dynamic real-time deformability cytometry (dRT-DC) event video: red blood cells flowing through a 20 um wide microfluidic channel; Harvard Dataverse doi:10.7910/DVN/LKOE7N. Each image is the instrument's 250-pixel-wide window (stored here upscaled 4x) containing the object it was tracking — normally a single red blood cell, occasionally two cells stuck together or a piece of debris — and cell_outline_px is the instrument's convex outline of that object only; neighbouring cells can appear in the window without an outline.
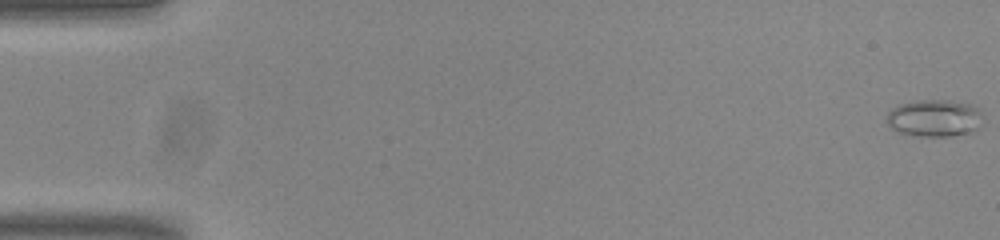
{"species": "common noctule bat (a hibernating species)", "species_latin": "Nyctalus noctula", "temperature_condition": "room temperature", "stored_images_in_passage": 54, "camera_frame_rate_fps": 3000, "um_per_image_px": 0.085, "animal": {"sex": "male", "body_mass_g": 20.0, "forearm_length_mm": 53.3}, "frame": {"image": 1, "passage_image": 1, "time_ms": 0.0, "image_size_px": [1000, 240], "cell_outline_px": [[984, 124], [980, 128], [972, 132], [952, 136], [920, 136], [896, 132], [884, 120], [888, 112], [892, 108], [900, 104], [912, 100], [948, 100], [968, 104], [980, 108], [984, 116]], "centroid_in_image_um": [79.47, 10.04], "position_along_channel_um": 5.5, "area_um2": 21.44}}
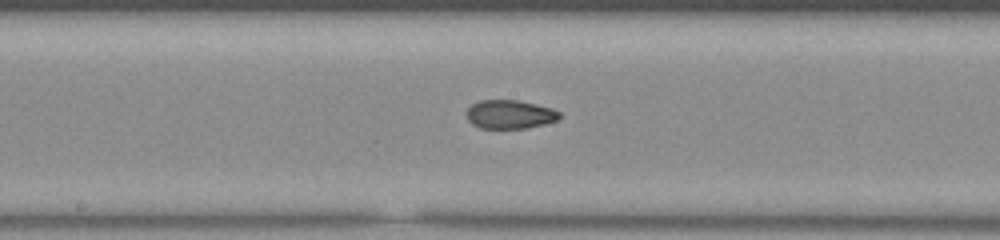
{"frame": {"image": 2, "passage_image": 29, "time_ms": 9.333, "image_size_px": [1000, 240], "cell_outline_px": [[560, 116], [556, 120], [544, 124], [528, 128], [480, 128], [472, 124], [468, 120], [468, 108], [472, 104], [480, 100], [520, 100], [552, 108], [560, 112]], "centroid_in_image_um": [43.35, 9.71], "position_along_channel_um": 204.9, "area_um2": 15.49}}
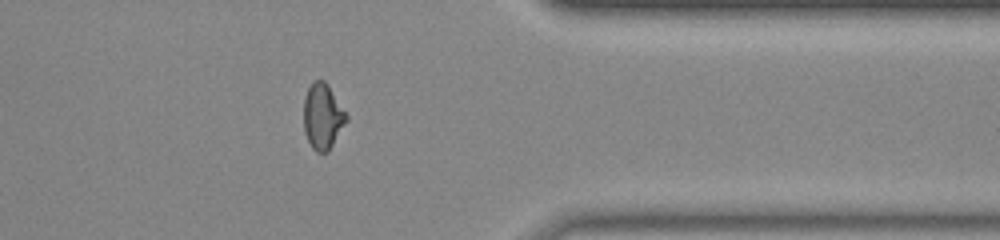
{"frame": {"image": 3, "passage_image": 44, "time_ms": 14.333, "image_size_px": [1000, 240], "cell_outline_px": [[348, 120], [328, 152], [316, 152], [312, 148], [304, 132], [304, 96], [312, 80], [324, 80], [328, 84], [348, 116]], "centroid_in_image_um": [27.42, 9.88], "position_along_channel_um": 384.0, "area_um2": 16.42}, "authors_computed_cell_mechanics": {"area_um2": 16.4152, "velocity_mm_per_s": 3.8382, "shape_relaxation_time_tau1_ms": null, "shape_relaxation_time_tau2_ms": 2.0103, "deformation_change_tau1": null, "deformation_change_tau2": 0.0741}}